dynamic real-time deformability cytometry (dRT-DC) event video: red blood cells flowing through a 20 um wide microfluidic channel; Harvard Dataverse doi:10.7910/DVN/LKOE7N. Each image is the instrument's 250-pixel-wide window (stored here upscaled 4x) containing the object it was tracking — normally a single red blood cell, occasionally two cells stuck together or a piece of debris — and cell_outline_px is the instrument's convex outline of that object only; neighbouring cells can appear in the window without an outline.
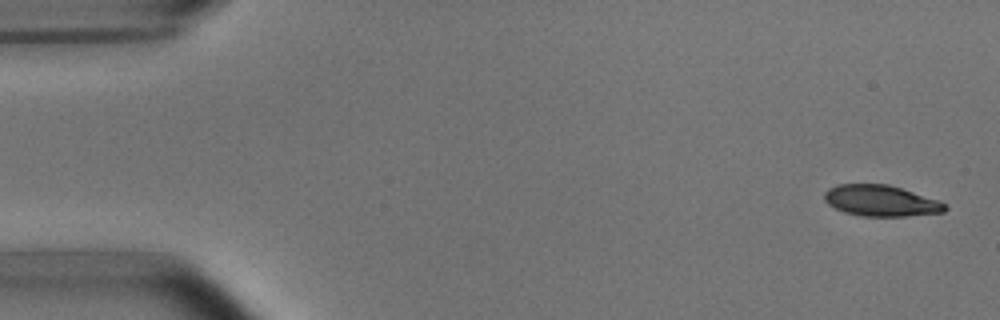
{"species": "common noctule bat (a hibernating species)", "species_latin": "Nyctalus noctula", "temperature_condition": "room temperature", "stored_images_in_passage": 5, "camera_frame_rate_fps": 3000, "um_per_image_px": 0.085, "animal": {"sex": "male", "body_mass_g": 15.6}, "frame": {"image": 1, "passage_image": 1, "time_ms": 0.0, "image_size_px": [1000, 320], "cell_outline_px": [[948, 208], [944, 212], [908, 216], [860, 216], [844, 212], [828, 204], [824, 200], [824, 192], [828, 188], [836, 184], [888, 184], [940, 200]], "centroid_in_image_um": [74.87, 17.06], "position_along_channel_um": 10.1, "area_um2": 21.96}}
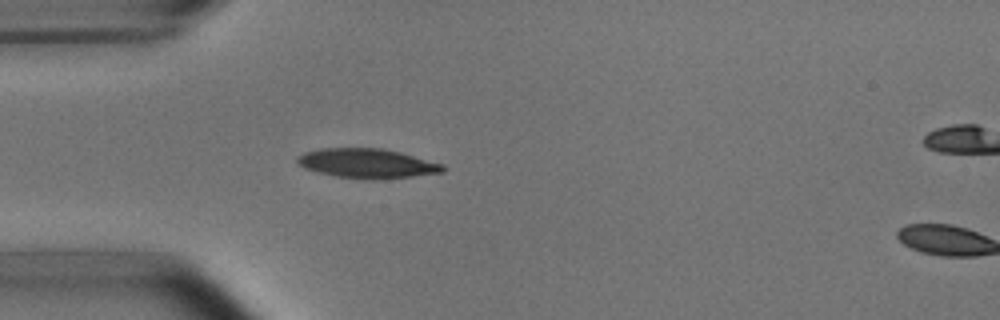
{"frame": {"image": 2, "passage_image": 4, "time_ms": 4.333, "image_size_px": [1000, 320], "cell_outline_px": [[444, 172], [412, 176], [372, 180], [336, 176], [304, 168], [296, 160], [296, 156], [304, 152], [320, 148], [384, 148], [400, 152], [444, 164]], "centroid_in_image_um": [31.2, 13.88], "position_along_channel_um": 53.8, "area_um2": 24.97}}